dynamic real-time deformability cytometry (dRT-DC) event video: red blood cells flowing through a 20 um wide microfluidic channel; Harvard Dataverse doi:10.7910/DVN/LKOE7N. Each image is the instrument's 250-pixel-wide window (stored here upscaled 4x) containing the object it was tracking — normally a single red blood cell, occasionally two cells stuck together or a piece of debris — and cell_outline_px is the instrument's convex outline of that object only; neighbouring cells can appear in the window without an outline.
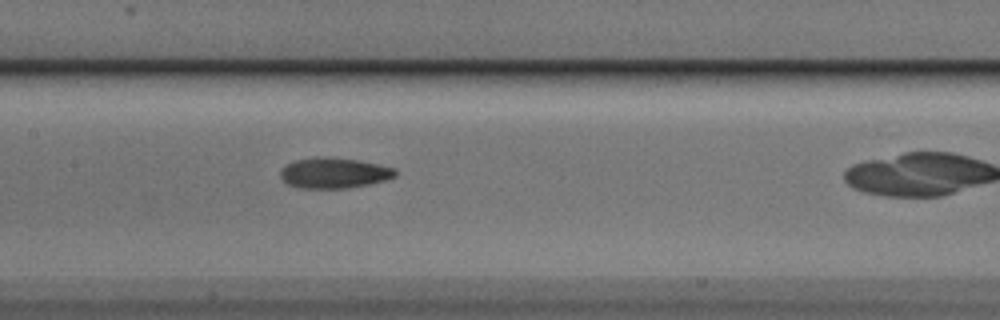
{"species": "Egyptian fruit bat (a non-hibernating species)", "species_latin": "Rousettus aegyptiacus", "temperature_condition": "cold", "stored_images_in_passage": 30, "camera_frame_rate_fps": 3000, "um_per_image_px": 0.085, "animal": {"sex": "male"}, "frame": {"image": 1, "passage_image": 13, "time_ms": 4.0, "image_size_px": [1000, 320], "cell_outline_px": [[396, 176], [384, 180], [368, 184], [348, 188], [296, 188], [288, 184], [280, 176], [280, 168], [284, 164], [296, 160], [316, 156], [328, 156], [360, 160], [380, 164], [396, 168]], "centroid_in_image_um": [28.37, 14.68], "position_along_channel_um": 179.0, "area_um2": 20.81}}
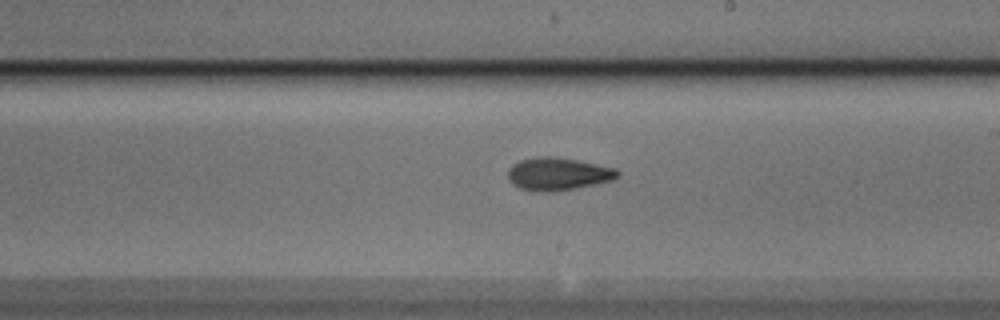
{"frame": {"image": 2, "passage_image": 18, "time_ms": 5.667, "image_size_px": [1000, 320], "cell_outline_px": [[620, 176], [612, 180], [596, 184], [556, 192], [540, 192], [520, 188], [512, 184], [508, 180], [508, 168], [512, 164], [520, 160], [536, 156], [552, 156], [576, 160], [616, 168], [620, 172]], "centroid_in_image_um": [47.41, 14.79], "position_along_channel_um": 241.6, "area_um2": 21.15}}